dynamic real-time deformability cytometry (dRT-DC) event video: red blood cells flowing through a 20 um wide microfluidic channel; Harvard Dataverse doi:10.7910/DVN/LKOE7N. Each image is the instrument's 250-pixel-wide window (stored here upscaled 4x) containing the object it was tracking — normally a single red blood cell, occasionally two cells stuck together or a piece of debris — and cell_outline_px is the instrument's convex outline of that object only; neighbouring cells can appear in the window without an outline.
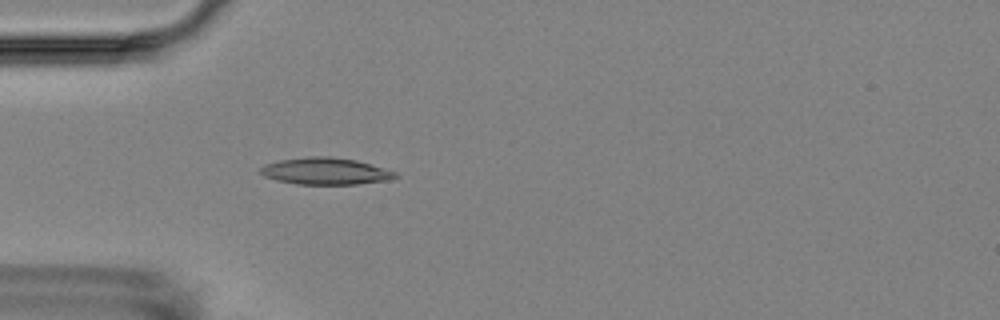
{"species": "Egyptian fruit bat (a non-hibernating species)", "species_latin": "Rousettus aegyptiacus", "temperature_condition": "room temperature", "stored_images_in_passage": 4, "camera_frame_rate_fps": 3000, "um_per_image_px": 0.085, "animal": {"sex": "female"}, "frame": {"image": 1, "passage_image": 4, "time_ms": 4.667, "image_size_px": [1000, 320], "cell_outline_px": [[400, 176], [388, 180], [356, 184], [296, 184], [276, 180], [264, 176], [260, 172], [260, 168], [264, 164], [280, 160], [308, 156], [328, 156], [356, 160], [396, 172]], "centroid_in_image_um": [27.64, 14.55], "position_along_channel_um": 57.4, "area_um2": 21.04}}